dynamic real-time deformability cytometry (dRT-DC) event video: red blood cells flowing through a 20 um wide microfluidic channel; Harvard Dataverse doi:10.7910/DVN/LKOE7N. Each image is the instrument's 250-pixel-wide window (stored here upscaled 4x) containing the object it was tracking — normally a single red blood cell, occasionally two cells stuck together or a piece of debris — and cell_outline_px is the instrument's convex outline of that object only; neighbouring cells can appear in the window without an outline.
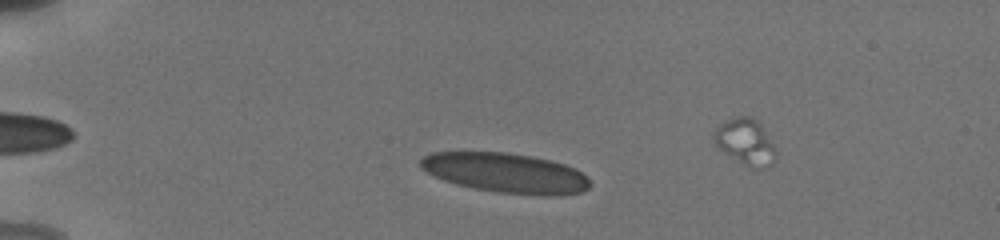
{"species": "human", "species_latin": "Homo sapiens", "temperature_condition": "cold", "stored_images_in_passage": 32, "camera_frame_rate_fps": 3000, "um_per_image_px": 0.085, "donor": {"sex": "male"}, "frame": {"image": 1, "passage_image": 8, "time_ms": 2.667, "image_size_px": [1000, 240], "cell_outline_px": [[592, 184], [588, 188], [580, 192], [556, 196], [544, 196], [500, 192], [476, 188], [456, 184], [444, 180], [420, 168], [420, 160], [424, 156], [432, 152], [508, 152], [532, 156], [552, 160], [576, 168]], "centroid_in_image_um": [43.0, 14.69], "position_along_channel_um": 42.0, "area_um2": 39.19}}
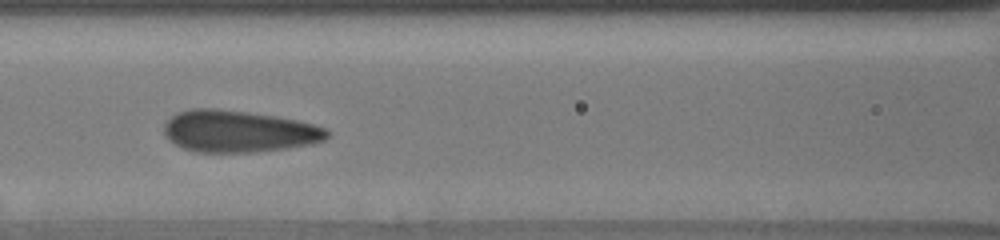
{"frame": {"image": 2, "passage_image": 19, "time_ms": 6.667, "image_size_px": [1000, 240], "cell_outline_px": [[328, 136], [324, 140], [312, 144], [288, 148], [256, 152], [196, 152], [184, 148], [168, 140], [164, 136], [164, 124], [176, 112], [192, 108], [216, 108], [248, 112], [276, 116], [296, 120], [312, 124], [324, 128], [328, 132]], "centroid_in_image_um": [20.25, 11.16], "position_along_channel_um": 146.4, "area_um2": 39.82}}
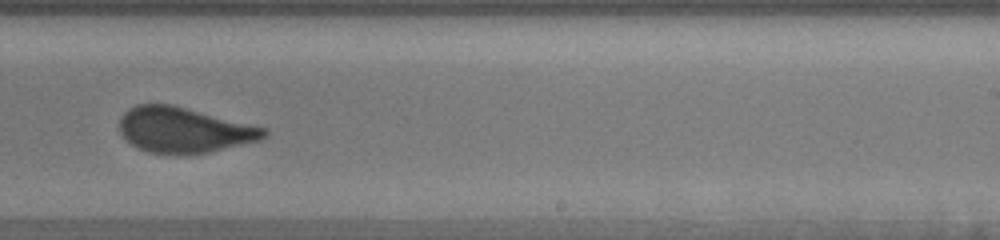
{"frame": {"image": 3, "passage_image": 23, "time_ms": 10.0, "image_size_px": [1000, 240], "cell_outline_px": [[268, 136], [260, 140], [208, 152], [176, 156], [148, 152], [132, 144], [120, 132], [120, 116], [128, 108], [136, 104], [172, 104], [268, 128]], "centroid_in_image_um": [15.65, 11.05], "position_along_channel_um": 273.3, "area_um2": 38.55}, "authors_computed_cell_mechanics": {"area_um2": 39.1017, "velocity_mm_per_s": 3.8397, "shape_relaxation_time_tau1_ms": 5.7201, "shape_relaxation_time_tau2_ms": 0.6624, "deformation_change_tau1": 0.1495, "deformation_change_tau2": 0.0873}}